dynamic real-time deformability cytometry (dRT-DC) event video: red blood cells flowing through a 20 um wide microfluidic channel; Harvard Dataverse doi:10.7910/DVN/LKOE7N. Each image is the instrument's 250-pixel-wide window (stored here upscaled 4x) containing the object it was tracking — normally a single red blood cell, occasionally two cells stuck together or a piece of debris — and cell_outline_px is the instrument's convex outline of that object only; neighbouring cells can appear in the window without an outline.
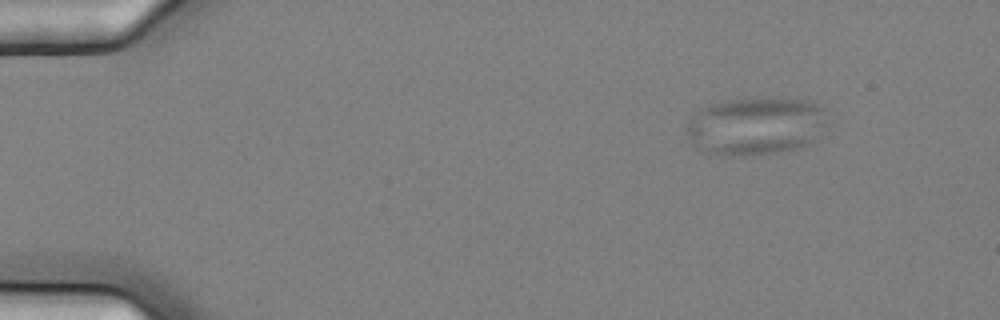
{"species": "common noctule bat (a hibernating species)", "species_latin": "Nyctalus noctula", "temperature_condition": "cold", "stored_images_in_passage": 51, "camera_frame_rate_fps": 3000, "um_per_image_px": 0.085, "animal": {"sex": "female", "body_mass_g": 25.1}, "frame": {"image": 1, "passage_image": 1, "time_ms": 0.0, "image_size_px": [1000, 320], "cell_outline_px": [[824, 128], [820, 136], [804, 148], [780, 152], [732, 156], [728, 156], [704, 148], [688, 136], [684, 132], [688, 120], [692, 116], [708, 104], [744, 96], [768, 96], [808, 100], [820, 104], [824, 108]], "centroid_in_image_um": [64.31, 10.65], "position_along_channel_um": 20.7, "area_um2": 48.15}}
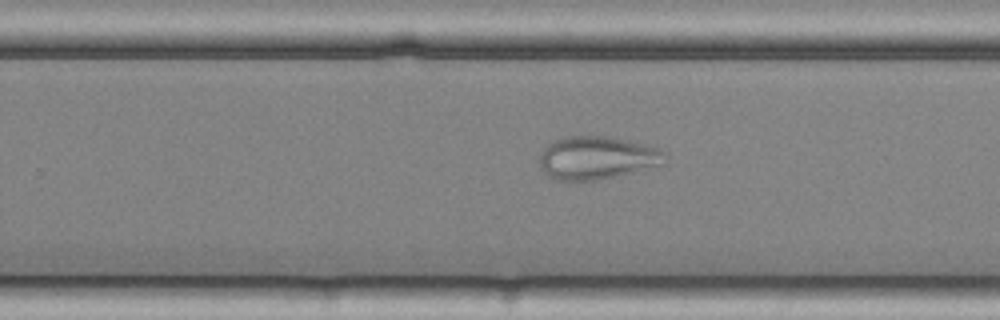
{"frame": {"image": 2, "passage_image": 31, "time_ms": 10.0, "image_size_px": [1000, 320], "cell_outline_px": [[668, 152], [664, 164], [616, 176], [596, 180], [556, 180], [548, 176], [540, 168], [540, 156], [548, 144], [564, 136], [604, 136], [628, 140], [660, 148]], "centroid_in_image_um": [50.77, 13.41], "position_along_channel_um": 279.0, "area_um2": 31.44}}
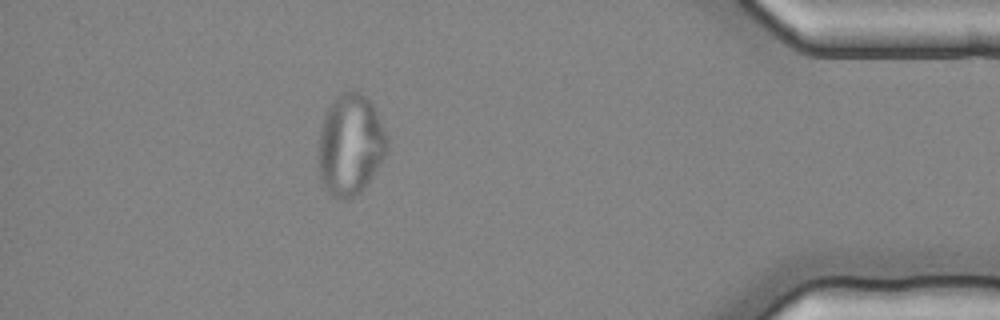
{"frame": {"image": 3, "passage_image": 45, "time_ms": 14.667, "image_size_px": [1000, 320], "cell_outline_px": [[388, 152], [380, 164], [360, 192], [356, 196], [344, 200], [340, 200], [332, 196], [324, 188], [320, 180], [320, 132], [324, 116], [332, 100], [344, 92], [352, 88], [364, 96], [372, 104], [376, 112], [388, 140]], "centroid_in_image_um": [29.79, 12.32], "position_along_channel_um": 405.4, "area_um2": 40.11}}